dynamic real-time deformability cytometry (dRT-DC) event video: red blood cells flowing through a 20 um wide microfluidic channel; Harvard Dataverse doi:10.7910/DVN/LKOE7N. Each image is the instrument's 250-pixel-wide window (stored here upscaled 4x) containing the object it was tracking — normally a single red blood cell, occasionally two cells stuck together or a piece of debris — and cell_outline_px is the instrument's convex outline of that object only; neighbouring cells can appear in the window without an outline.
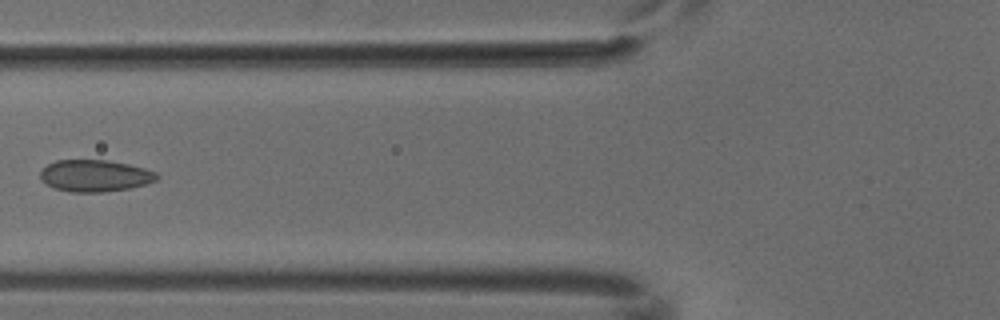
{"species": "common noctule bat (a hibernating species)", "species_latin": "Nyctalus noctula", "temperature_condition": "cold", "stored_images_in_passage": 6, "camera_frame_rate_fps": 3000, "um_per_image_px": 0.085, "animal": {"sex": "male", "body_mass_g": 18.8}, "frame": {"image": 1, "passage_image": 6, "time_ms": 1.667, "image_size_px": [1000, 320], "cell_outline_px": [[160, 176], [156, 180], [144, 184], [128, 188], [104, 192], [72, 192], [52, 188], [40, 180], [40, 172], [48, 164], [56, 160], [108, 160], [128, 164], [144, 168], [156, 172]], "centroid_in_image_um": [8.04, 14.94], "position_along_channel_um": 117.8, "area_um2": 21.62}}